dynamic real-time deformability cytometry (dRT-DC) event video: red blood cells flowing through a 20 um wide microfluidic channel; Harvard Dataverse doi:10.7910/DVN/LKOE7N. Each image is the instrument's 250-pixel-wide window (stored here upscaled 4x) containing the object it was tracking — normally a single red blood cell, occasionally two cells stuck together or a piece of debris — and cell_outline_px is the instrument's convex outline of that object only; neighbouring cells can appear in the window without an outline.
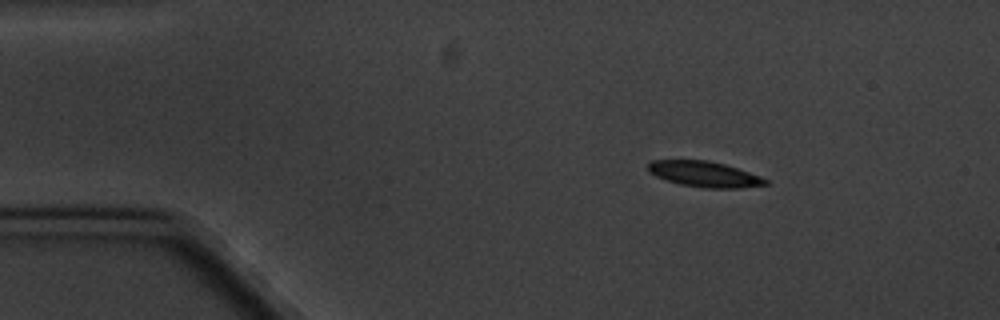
{"species": "common noctule bat (a hibernating species)", "species_latin": "Nyctalus noctula", "temperature_condition": "cold", "stored_images_in_passage": 3, "camera_frame_rate_fps": 3000, "um_per_image_px": 0.085, "animal": {"sex": "male", "body_mass_g": 20.1, "forearm_length_mm": 53.5}, "frame": {"image": 1, "passage_image": 1, "time_ms": 0.0, "image_size_px": [1000, 320], "cell_outline_px": [[768, 184], [740, 188], [704, 188], [680, 184], [656, 176], [648, 172], [648, 164], [652, 160], [708, 160], [724, 164], [760, 176], [768, 180]], "centroid_in_image_um": [59.86, 14.8], "position_along_channel_um": 25.1, "area_um2": 17.4}}